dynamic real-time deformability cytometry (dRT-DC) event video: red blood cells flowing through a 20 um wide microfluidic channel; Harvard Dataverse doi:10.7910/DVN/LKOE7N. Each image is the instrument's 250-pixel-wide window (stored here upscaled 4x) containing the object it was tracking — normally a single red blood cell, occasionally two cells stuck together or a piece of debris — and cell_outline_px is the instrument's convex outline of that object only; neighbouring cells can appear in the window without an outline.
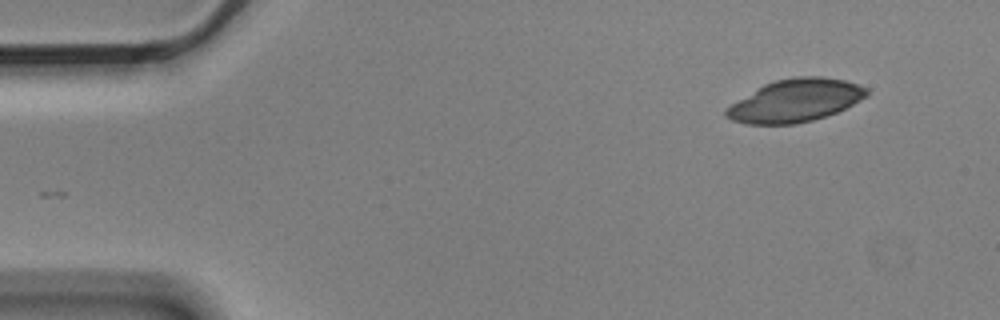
{"species": "Egyptian fruit bat (a non-hibernating species)", "species_latin": "Rousettus aegyptiacus", "temperature_condition": "cold", "stored_images_in_passage": 5, "camera_frame_rate_fps": 3000, "um_per_image_px": 0.085, "animal": {"sex": "male"}, "frame": {"image": 1, "passage_image": 5, "time_ms": 1.333, "image_size_px": [1000, 320], "cell_outline_px": [[868, 96], [836, 112], [812, 120], [796, 124], [748, 124], [732, 120], [724, 116], [724, 108], [764, 84], [776, 80], [796, 76], [820, 76], [844, 80], [868, 88]], "centroid_in_image_um": [67.58, 8.55], "position_along_channel_um": 17.4, "area_um2": 34.8}}